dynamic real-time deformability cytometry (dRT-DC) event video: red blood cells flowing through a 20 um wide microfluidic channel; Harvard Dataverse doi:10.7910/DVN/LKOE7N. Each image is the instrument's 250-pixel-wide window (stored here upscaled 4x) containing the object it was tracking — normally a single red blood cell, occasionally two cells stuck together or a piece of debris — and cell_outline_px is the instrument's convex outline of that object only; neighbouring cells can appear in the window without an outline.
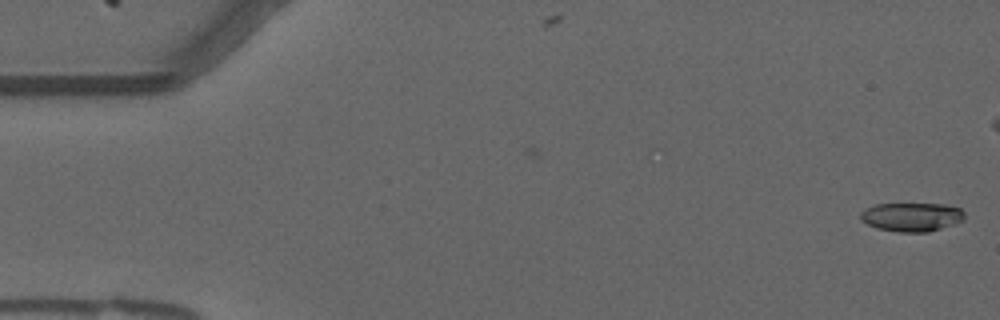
{"species": "common noctule bat (a hibernating species)", "species_latin": "Nyctalus noctula", "temperature_condition": "warm", "stored_images_in_passage": 2, "camera_frame_rate_fps": 3000, "um_per_image_px": 0.085, "animal": {"sex": "male", "forearm_length_mm": 52.5}, "frame": {"image": 1, "passage_image": 2, "time_ms": 0.333, "image_size_px": [1000, 320], "cell_outline_px": [[964, 220], [928, 232], [900, 232], [876, 228], [860, 220], [860, 212], [864, 208], [876, 204], [944, 204], [960, 208], [964, 212]], "centroid_in_image_um": [77.46, 18.43], "position_along_channel_um": 7.5, "area_um2": 17.46}}